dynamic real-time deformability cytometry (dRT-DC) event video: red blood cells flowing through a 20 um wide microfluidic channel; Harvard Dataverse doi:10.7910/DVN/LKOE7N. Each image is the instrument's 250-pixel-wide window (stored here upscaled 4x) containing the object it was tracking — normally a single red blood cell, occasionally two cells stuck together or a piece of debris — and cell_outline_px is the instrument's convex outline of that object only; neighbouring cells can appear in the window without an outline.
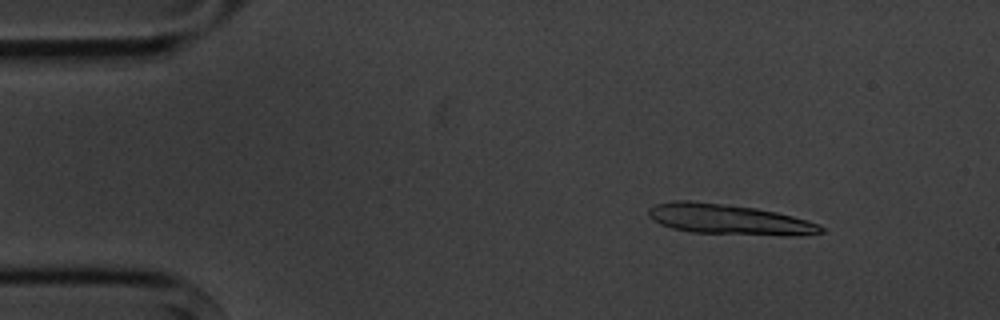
{"species": "common noctule bat (a hibernating species)", "species_latin": "Nyctalus noctula", "temperature_condition": "cold", "stored_images_in_passage": 8, "segment_of_instrument_passage": [1, 2], "camera_frame_rate_fps": 3000, "um_per_image_px": 0.085, "animal": {"sex": "male", "body_mass_g": 20.1, "forearm_length_mm": 53.5}, "frame": {"image": 1, "passage_image": 3, "time_ms": 2.0, "image_size_px": [1000, 320], "cell_outline_px": [[824, 232], [792, 236], [788, 236], [692, 232], [672, 228], [660, 224], [652, 220], [648, 216], [648, 208], [656, 204], [672, 200], [692, 200], [756, 208], [776, 212], [808, 220], [820, 224], [824, 228]], "centroid_in_image_um": [61.94, 18.64], "position_along_channel_um": 23.1, "area_um2": 30.63}}